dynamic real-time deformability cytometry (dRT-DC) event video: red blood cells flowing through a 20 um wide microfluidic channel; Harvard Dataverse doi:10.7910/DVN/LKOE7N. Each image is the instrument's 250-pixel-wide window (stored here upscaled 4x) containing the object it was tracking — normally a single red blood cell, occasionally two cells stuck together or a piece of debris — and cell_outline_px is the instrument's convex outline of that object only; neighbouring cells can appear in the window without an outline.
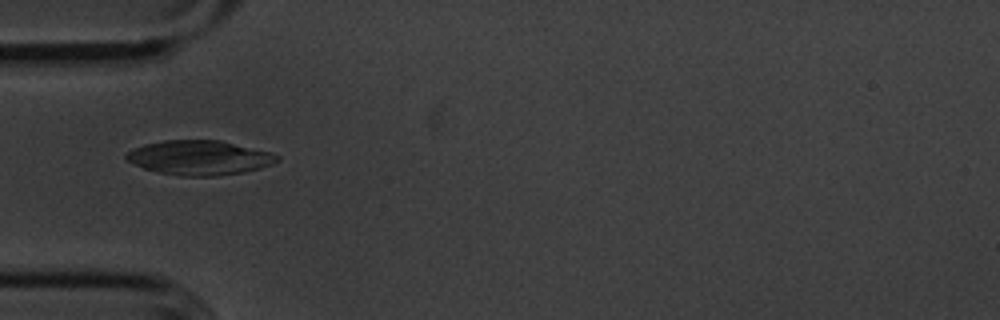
{"species": "common noctule bat (a hibernating species)", "species_latin": "Nyctalus noctula", "temperature_condition": "cold", "stored_images_in_passage": 55, "camera_frame_rate_fps": 3000, "um_per_image_px": 0.085, "animal": {"sex": "male", "body_mass_g": 20.1, "forearm_length_mm": 53.5}, "frame": {"image": 1, "passage_image": 17, "time_ms": 5.333, "image_size_px": [1000, 320], "cell_outline_px": [[280, 160], [272, 164], [260, 168], [244, 172], [216, 176], [180, 176], [160, 172], [144, 168], [124, 160], [124, 156], [128, 152], [144, 144], [164, 140], [220, 140], [272, 152], [280, 156]], "centroid_in_image_um": [16.97, 13.4], "position_along_channel_um": 68.0, "area_um2": 30.4}}
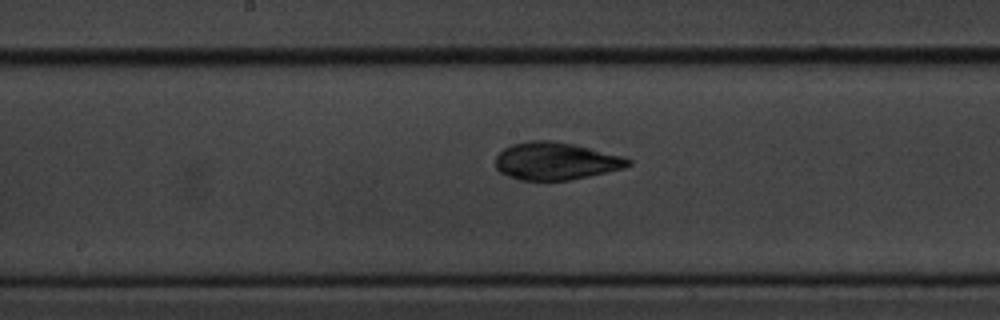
{"frame": {"image": 2, "passage_image": 28, "time_ms": 9.0, "image_size_px": [1000, 320], "cell_outline_px": [[632, 164], [624, 168], [588, 176], [568, 180], [520, 180], [508, 176], [500, 172], [496, 168], [496, 156], [504, 148], [512, 144], [528, 140], [552, 140], [576, 144], [592, 148], [620, 156], [632, 160]], "centroid_in_image_um": [47.22, 13.68], "position_along_channel_um": 201.0, "area_um2": 29.02}}
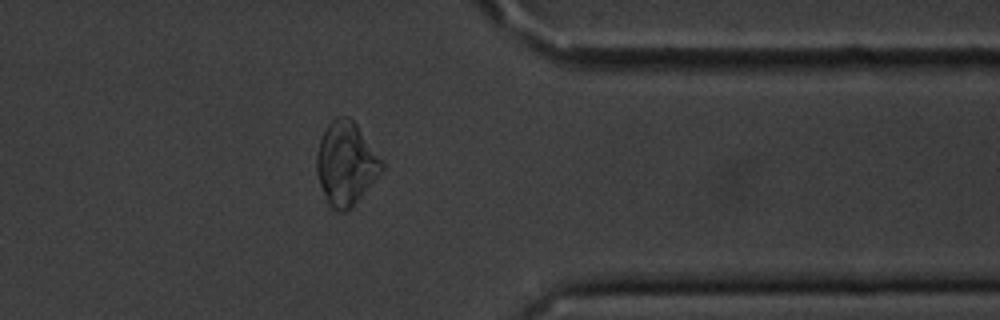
{"frame": {"image": 3, "passage_image": 44, "time_ms": 14.333, "image_size_px": [1000, 320], "cell_outline_px": [[384, 168], [356, 200], [344, 212], [336, 212], [328, 204], [320, 184], [316, 172], [316, 152], [320, 140], [328, 124], [336, 116], [348, 116], [356, 124], [384, 164]], "centroid_in_image_um": [29.36, 13.88], "position_along_channel_um": 382.0, "area_um2": 30.81}, "authors_computed_cell_mechanics": {"area_um2": 29.5358, "velocity_mm_per_s": 3.5946, "shape_relaxation_time_tau1_ms": 4.0002, "shape_relaxation_time_tau2_ms": 1.0913, "deformation_change_tau1": 0.1325, "deformation_change_tau2": 0.0345}}